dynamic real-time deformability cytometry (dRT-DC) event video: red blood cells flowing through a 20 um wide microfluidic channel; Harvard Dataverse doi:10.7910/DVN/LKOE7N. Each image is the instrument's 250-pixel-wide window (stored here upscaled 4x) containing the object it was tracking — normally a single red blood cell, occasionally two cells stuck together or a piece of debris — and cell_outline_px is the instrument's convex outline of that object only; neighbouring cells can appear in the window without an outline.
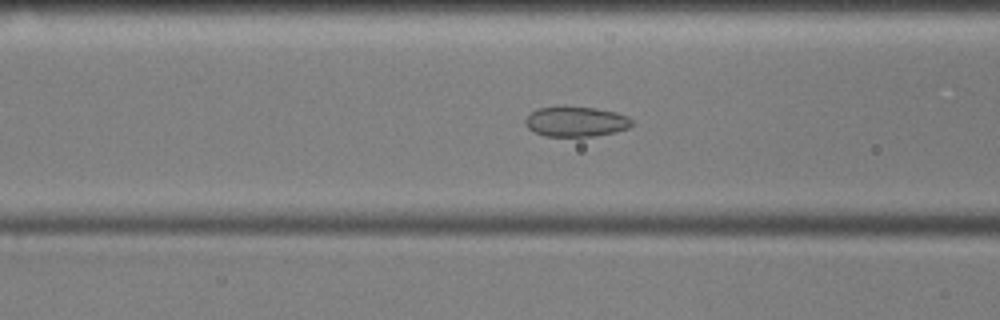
{"species": "common noctule bat (a hibernating species)", "species_latin": "Nyctalus noctula", "temperature_condition": "cold", "stored_images_in_passage": 55, "camera_frame_rate_fps": 3000, "um_per_image_px": 0.085, "animal": {"sex": "male", "body_mass_g": 17.9, "forearm_length_mm": 54.2}, "frame": {"image": 1, "passage_image": 21, "time_ms": 6.667, "image_size_px": [1000, 320], "cell_outline_px": [[632, 124], [628, 128], [616, 132], [592, 136], [544, 136], [532, 132], [524, 124], [524, 120], [536, 108], [564, 104], [596, 108], [616, 112], [628, 116], [632, 120]], "centroid_in_image_um": [48.91, 10.3], "position_along_channel_um": 117.7, "area_um2": 19.31}}
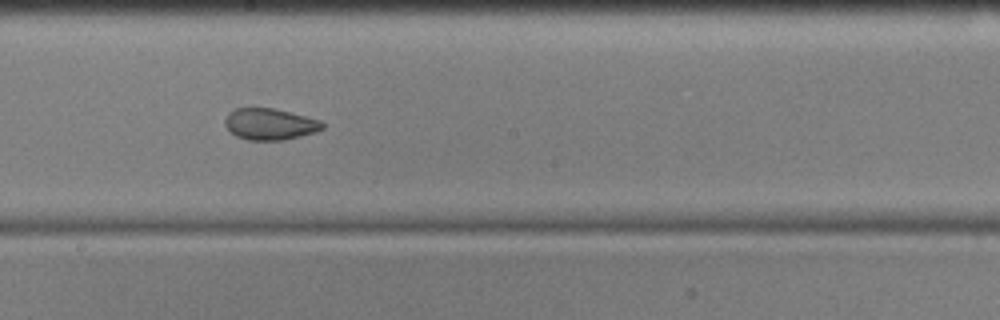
{"frame": {"image": 2, "passage_image": 30, "time_ms": 9.667, "image_size_px": [1000, 320], "cell_outline_px": [[324, 128], [316, 132], [284, 140], [248, 140], [236, 136], [224, 124], [224, 120], [228, 112], [236, 108], [276, 108], [320, 120], [324, 124]], "centroid_in_image_um": [22.94, 10.54], "position_along_channel_um": 225.3, "area_um2": 17.92}}
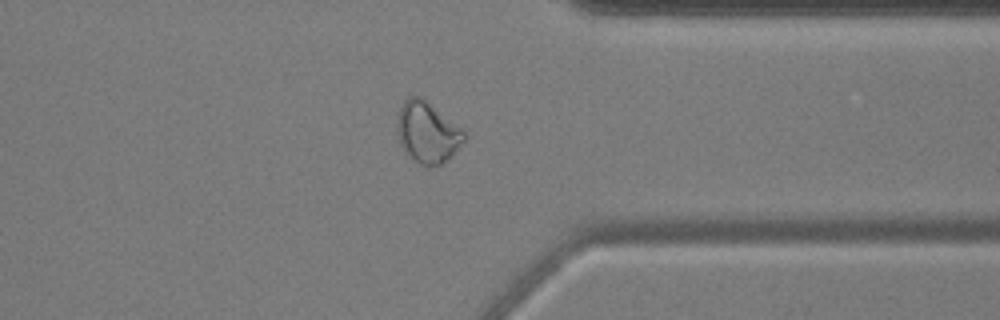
{"frame": {"image": 3, "passage_image": 43, "time_ms": 14.0, "image_size_px": [1000, 320], "cell_outline_px": [[468, 136], [452, 156], [448, 160], [440, 164], [420, 164], [408, 156], [400, 144], [396, 136], [396, 124], [400, 108], [404, 100], [408, 96], [420, 96], [460, 128]], "centroid_in_image_um": [36.29, 11.25], "position_along_channel_um": 375.1, "area_um2": 23.58}, "authors_computed_cell_mechanics": {"area_um2": 21.386, "velocity_mm_per_s": 3.5835, "shape_relaxation_time_tau1_ms": null, "shape_relaxation_time_tau2_ms": 1.6636, "deformation_change_tau1": null, "deformation_change_tau2": 0.0622}}